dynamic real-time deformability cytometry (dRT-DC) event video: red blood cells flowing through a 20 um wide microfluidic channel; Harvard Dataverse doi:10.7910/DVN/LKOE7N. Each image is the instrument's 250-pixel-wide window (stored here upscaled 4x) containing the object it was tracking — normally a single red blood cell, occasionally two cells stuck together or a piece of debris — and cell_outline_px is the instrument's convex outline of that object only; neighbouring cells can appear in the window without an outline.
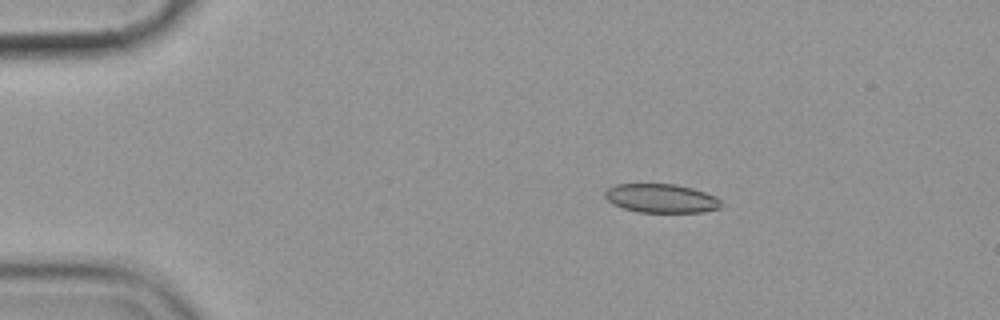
{"species": "common noctule bat (a hibernating species)", "species_latin": "Nyctalus noctula", "temperature_condition": "cold", "stored_images_in_passage": 4, "camera_frame_rate_fps": 3000, "um_per_image_px": 0.085, "animal": {"sex": "female", "body_mass_g": 19.9}, "frame": {"image": 1, "passage_image": 2, "time_ms": 2.333, "image_size_px": [1000, 320], "cell_outline_px": [[720, 208], [704, 212], [636, 212], [612, 204], [604, 196], [604, 192], [608, 188], [616, 184], [676, 184], [692, 188], [716, 196], [720, 200]], "centroid_in_image_um": [56.19, 16.86], "position_along_channel_um": 28.8, "area_um2": 19.54}}